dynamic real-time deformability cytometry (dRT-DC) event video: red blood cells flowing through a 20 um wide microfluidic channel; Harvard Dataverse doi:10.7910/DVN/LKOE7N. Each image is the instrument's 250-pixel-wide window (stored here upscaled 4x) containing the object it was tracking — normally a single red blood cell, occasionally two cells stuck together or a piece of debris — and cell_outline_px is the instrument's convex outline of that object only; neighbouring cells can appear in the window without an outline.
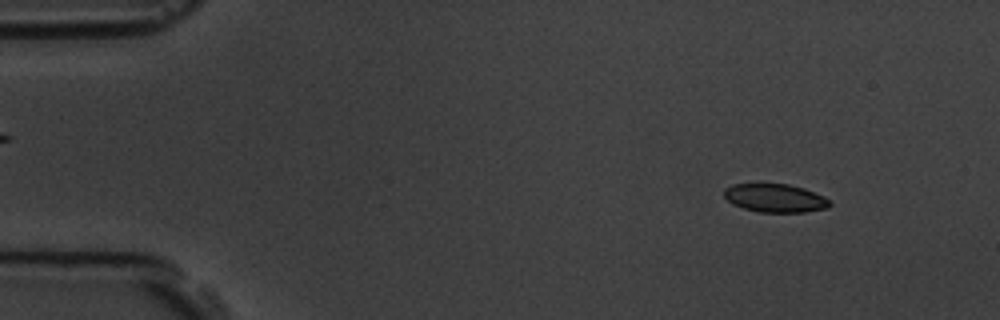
{"species": "common noctule bat (a hibernating species)", "species_latin": "Nyctalus noctula", "temperature_condition": "room temperature", "stored_images_in_passage": 3, "camera_frame_rate_fps": 3000, "um_per_image_px": 0.085, "animal": {"sex": "male", "body_mass_g": 19.5, "forearm_length_mm": 54.6}, "frame": {"image": 1, "passage_image": 2, "time_ms": 1.0, "image_size_px": [1000, 320], "cell_outline_px": [[832, 204], [828, 208], [804, 212], [760, 212], [744, 208], [732, 204], [724, 196], [724, 188], [732, 184], [760, 180], [788, 184], [804, 188], [824, 196]], "centroid_in_image_um": [65.83, 16.78], "position_along_channel_um": 19.2, "area_um2": 18.26}}